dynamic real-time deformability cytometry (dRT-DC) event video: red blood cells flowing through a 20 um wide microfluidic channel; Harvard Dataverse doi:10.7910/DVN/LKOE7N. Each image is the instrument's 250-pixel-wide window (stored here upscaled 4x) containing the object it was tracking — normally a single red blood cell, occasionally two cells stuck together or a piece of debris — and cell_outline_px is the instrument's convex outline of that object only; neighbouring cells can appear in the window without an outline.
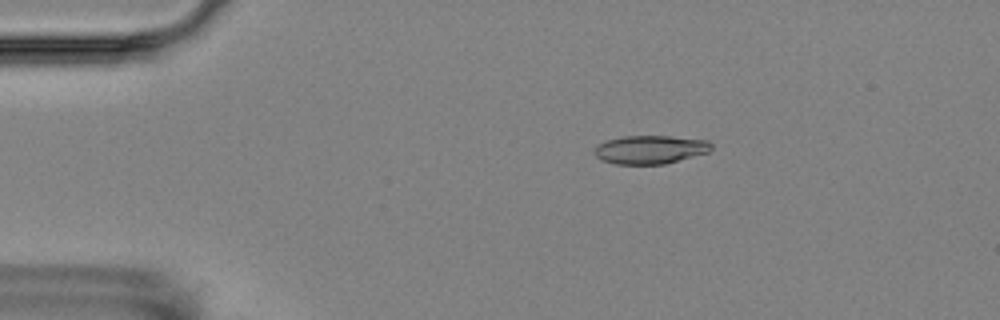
{"species": "Egyptian fruit bat (a non-hibernating species)", "species_latin": "Rousettus aegyptiacus", "temperature_condition": "room temperature", "stored_images_in_passage": 8, "camera_frame_rate_fps": 3000, "um_per_image_px": 0.085, "animal": {"sex": "female"}, "frame": {"image": 1, "passage_image": 3, "time_ms": 2.333, "image_size_px": [1000, 320], "cell_outline_px": [[712, 148], [708, 152], [664, 164], [616, 164], [600, 160], [592, 152], [596, 144], [604, 140], [624, 136], [672, 136], [708, 140], [712, 144]], "centroid_in_image_um": [55.21, 12.7], "position_along_channel_um": 29.8, "area_um2": 19.59}}
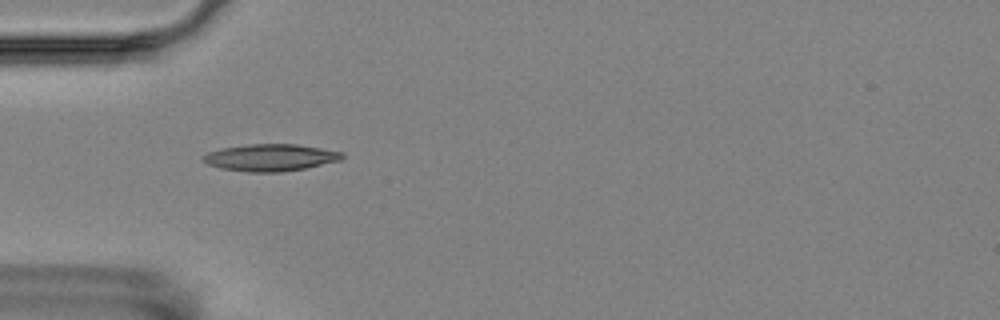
{"frame": {"image": 2, "passage_image": 5, "time_ms": 4.667, "image_size_px": [1000, 320], "cell_outline_px": [[344, 156], [340, 160], [304, 168], [280, 172], [248, 172], [220, 168], [208, 164], [204, 160], [204, 156], [208, 152], [220, 148], [248, 144], [296, 144], [344, 152]], "centroid_in_image_um": [22.99, 13.38], "position_along_channel_um": 62.0, "area_um2": 21.68}}
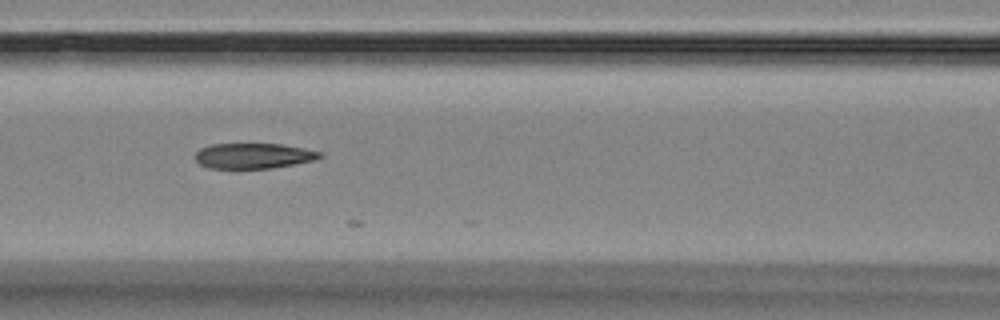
{"frame": {"image": 3, "passage_image": 7, "time_ms": 7.0, "image_size_px": [1000, 320], "cell_outline_px": [[324, 156], [316, 160], [296, 164], [272, 168], [208, 168], [200, 164], [196, 160], [196, 152], [200, 148], [212, 144], [280, 144], [320, 152]], "centroid_in_image_um": [21.55, 13.25], "position_along_channel_um": 145.1, "area_um2": 18.32}}